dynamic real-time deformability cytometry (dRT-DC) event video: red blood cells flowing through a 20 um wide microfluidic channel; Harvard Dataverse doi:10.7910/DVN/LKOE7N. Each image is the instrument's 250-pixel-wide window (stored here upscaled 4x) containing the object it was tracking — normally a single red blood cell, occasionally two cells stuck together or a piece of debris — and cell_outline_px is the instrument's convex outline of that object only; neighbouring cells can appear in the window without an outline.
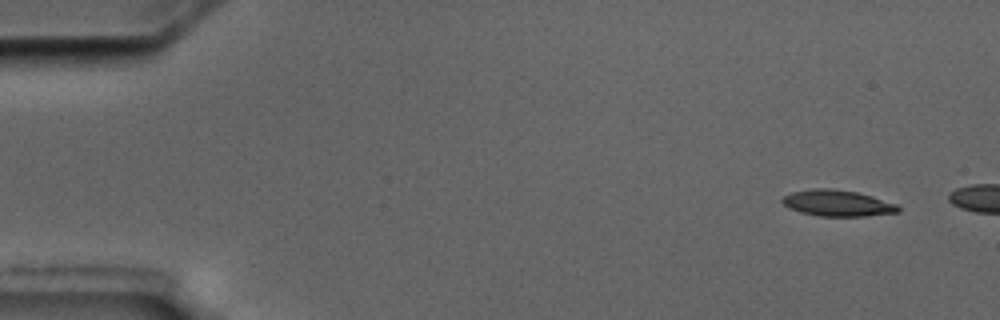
{"species": "common noctule bat (a hibernating species)", "species_latin": "Nyctalus noctula", "temperature_condition": "cold", "stored_images_in_passage": 3, "camera_frame_rate_fps": 3000, "um_per_image_px": 0.085, "animal": {"sex": "male", "body_mass_g": 17.5, "forearm_length_mm": 52.3}, "frame": {"image": 1, "passage_image": 1, "time_ms": 0.0, "image_size_px": [1000, 320], "cell_outline_px": [[900, 212], [864, 216], [820, 216], [800, 212], [788, 208], [780, 200], [784, 196], [792, 192], [812, 188], [832, 188], [856, 192], [872, 196], [896, 204], [900, 208]], "centroid_in_image_um": [71.16, 17.26], "position_along_channel_um": 13.8, "area_um2": 17.69}}